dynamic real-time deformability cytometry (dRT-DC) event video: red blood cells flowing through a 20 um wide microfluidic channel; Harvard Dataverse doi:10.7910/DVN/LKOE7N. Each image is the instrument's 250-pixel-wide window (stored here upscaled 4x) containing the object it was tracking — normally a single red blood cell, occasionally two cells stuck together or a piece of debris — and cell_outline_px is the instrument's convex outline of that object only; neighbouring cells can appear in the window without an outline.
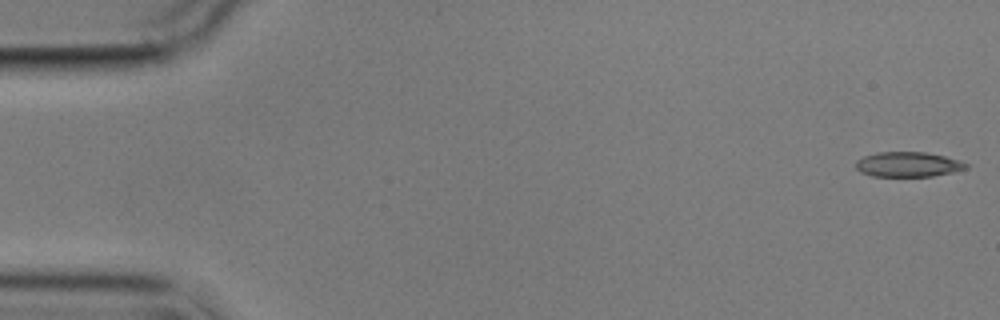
{"species": "common noctule bat (a hibernating species)", "species_latin": "Nyctalus noctula", "temperature_condition": "cold", "stored_images_in_passage": 11, "camera_frame_rate_fps": 3000, "um_per_image_px": 0.085, "animal": {"sex": "male", "body_mass_g": 17.9}, "frame": {"image": 1, "passage_image": 1, "time_ms": 0.0, "image_size_px": [1000, 320], "cell_outline_px": [[968, 168], [952, 172], [932, 176], [872, 176], [860, 172], [856, 168], [856, 160], [864, 156], [876, 152], [924, 152], [944, 156], [968, 164]], "centroid_in_image_um": [77.14, 13.97], "position_along_channel_um": 7.9, "area_um2": 15.9}}
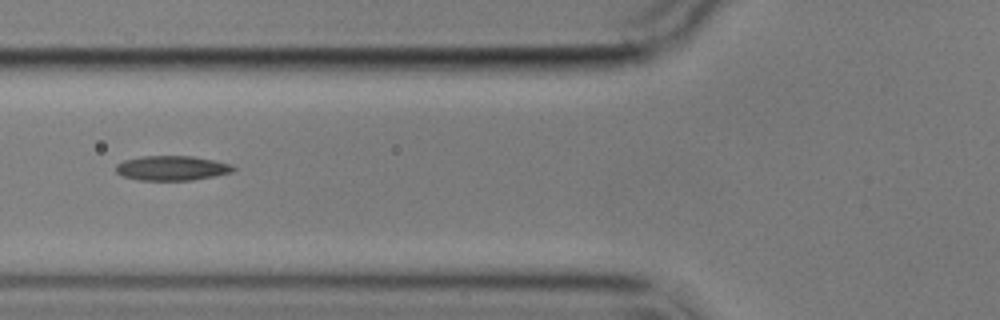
{"frame": {"image": 2, "passage_image": 6, "time_ms": 6.667, "image_size_px": [1000, 320], "cell_outline_px": [[236, 168], [232, 172], [216, 176], [192, 180], [136, 180], [124, 176], [116, 172], [116, 164], [124, 160], [140, 156], [192, 156], [232, 164]], "centroid_in_image_um": [14.61, 14.29], "position_along_channel_um": 111.2, "area_um2": 16.94}}
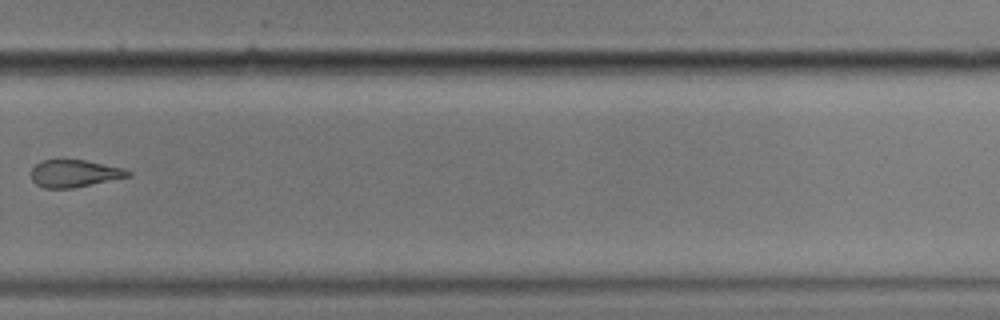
{"frame": {"image": 3, "passage_image": 11, "time_ms": 12.667, "image_size_px": [1000, 320], "cell_outline_px": [[132, 176], [72, 188], [44, 188], [36, 184], [32, 180], [28, 172], [40, 160], [84, 160], [120, 168], [132, 172]], "centroid_in_image_um": [6.26, 14.75], "position_along_channel_um": 323.5, "area_um2": 15.37}}